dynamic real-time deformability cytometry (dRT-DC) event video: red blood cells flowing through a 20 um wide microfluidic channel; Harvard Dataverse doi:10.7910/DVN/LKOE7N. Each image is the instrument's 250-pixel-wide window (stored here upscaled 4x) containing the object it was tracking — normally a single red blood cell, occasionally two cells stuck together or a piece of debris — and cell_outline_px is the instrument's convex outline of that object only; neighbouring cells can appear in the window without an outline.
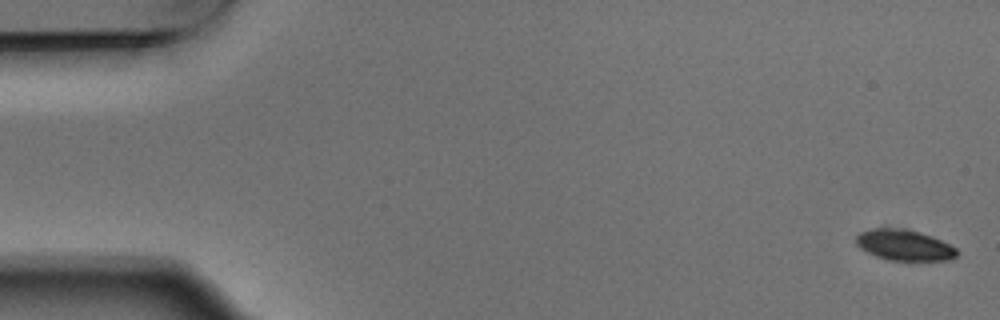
{"species": "Egyptian fruit bat (a non-hibernating species)", "species_latin": "Rousettus aegyptiacus", "temperature_condition": "warm", "stored_images_in_passage": 4, "camera_frame_rate_fps": 3000, "um_per_image_px": 0.085, "animal": {"sex": "male"}, "frame": {"image": 1, "passage_image": 1, "time_ms": 0.0, "image_size_px": [1000, 320], "cell_outline_px": [[956, 256], [948, 260], [888, 260], [876, 256], [860, 248], [856, 244], [856, 236], [860, 232], [872, 228], [900, 228], [920, 232], [932, 236], [956, 248]], "centroid_in_image_um": [76.83, 20.82], "position_along_channel_um": 8.2, "area_um2": 17.92}}
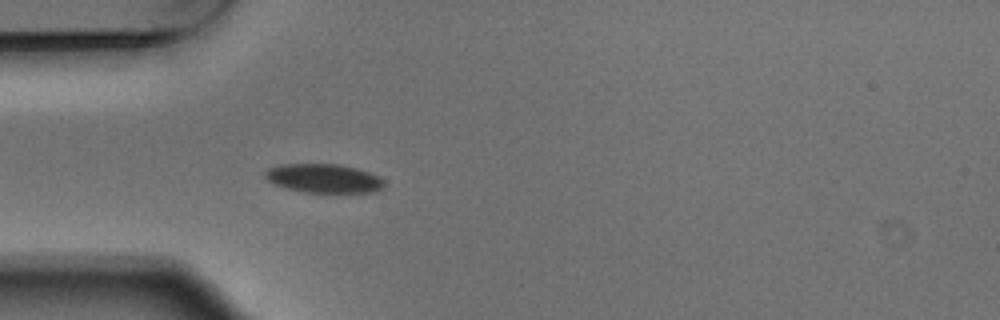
{"frame": {"image": 2, "passage_image": 4, "time_ms": 1.0, "image_size_px": [1000, 320], "cell_outline_px": [[384, 188], [372, 192], [304, 192], [272, 184], [264, 176], [264, 172], [268, 168], [280, 164], [340, 164], [356, 168], [380, 176], [384, 180]], "centroid_in_image_um": [27.51, 15.15], "position_along_channel_um": 57.5, "area_um2": 20.11}}